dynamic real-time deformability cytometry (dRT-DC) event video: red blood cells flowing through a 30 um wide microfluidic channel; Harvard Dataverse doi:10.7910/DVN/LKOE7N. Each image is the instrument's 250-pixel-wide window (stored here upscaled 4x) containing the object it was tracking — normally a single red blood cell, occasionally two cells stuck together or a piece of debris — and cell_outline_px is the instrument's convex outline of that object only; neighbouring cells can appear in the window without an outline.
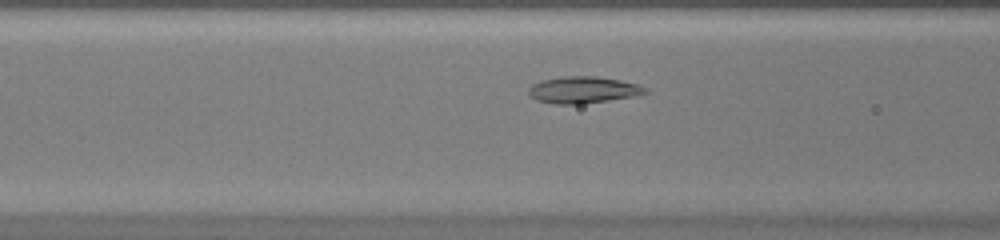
{"species": "common noctule bat (a hibernating species)", "species_latin": "Nyctalus noctula", "temperature_condition": "warm", "stored_images_in_passage": 36, "camera_frame_rate_fps": 3000, "um_per_image_px": 0.085, "animal": {"sex": "female", "body_mass_g": 20.0, "forearm_length_mm": 54.0}, "frame": {"image": 1, "passage_image": 9, "time_ms": 2.667, "image_size_px": [1000, 240], "cell_outline_px": [[648, 92], [636, 96], [580, 104], [552, 104], [536, 100], [528, 92], [528, 88], [532, 84], [540, 80], [560, 76], [596, 76], [620, 80], [636, 84], [648, 88]], "centroid_in_image_um": [49.54, 7.63], "position_along_channel_um": 117.1, "area_um2": 18.26}}
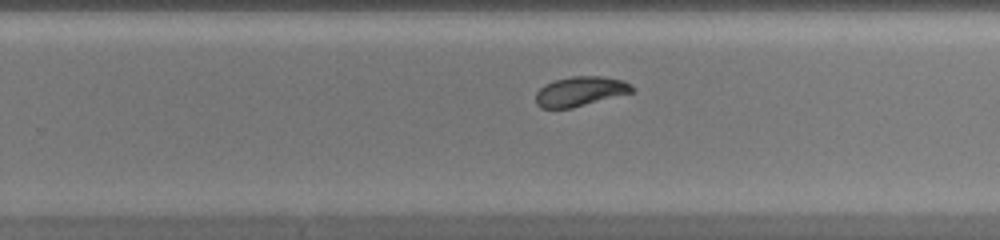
{"frame": {"image": 2, "passage_image": 20, "time_ms": 6.333, "image_size_px": [1000, 240], "cell_outline_px": [[636, 92], [572, 108], [540, 108], [536, 104], [536, 92], [544, 84], [556, 80], [572, 76], [600, 76], [624, 80], [636, 88]], "centroid_in_image_um": [49.37, 7.77], "position_along_channel_um": 280.4, "area_um2": 16.88}}
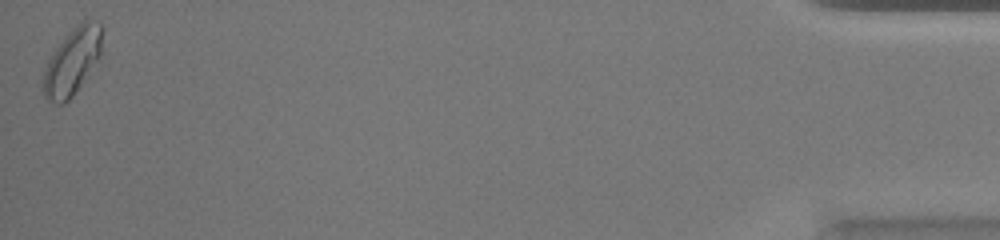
{"frame": {"image": 3, "passage_image": 36, "time_ms": 11.667, "image_size_px": [1000, 240], "cell_outline_px": [[104, 28], [100, 52], [84, 80], [72, 96], [68, 100], [60, 104], [56, 104], [48, 100], [44, 96], [40, 88], [44, 68], [48, 60], [56, 48], [68, 32], [84, 20], [96, 20]], "centroid_in_image_um": [6.1, 5.23], "position_along_channel_um": 429.1, "area_um2": 22.72}}